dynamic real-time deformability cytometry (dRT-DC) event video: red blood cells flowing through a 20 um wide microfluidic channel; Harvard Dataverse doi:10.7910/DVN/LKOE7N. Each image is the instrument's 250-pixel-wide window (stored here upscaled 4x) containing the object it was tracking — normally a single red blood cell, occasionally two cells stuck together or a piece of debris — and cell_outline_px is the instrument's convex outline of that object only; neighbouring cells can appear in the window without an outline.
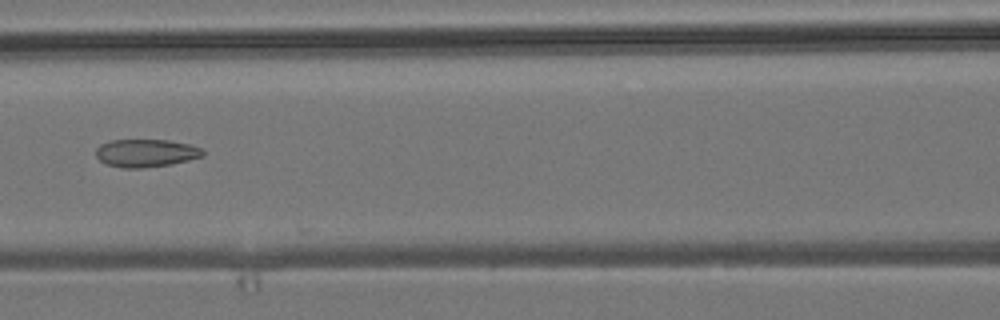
{"species": "common noctule bat (a hibernating species)", "species_latin": "Nyctalus noctula", "temperature_condition": "room temperature", "stored_images_in_passage": 4, "camera_frame_rate_fps": 3000, "um_per_image_px": 0.085, "animal": {"sex": "male", "body_mass_g": 19.2, "forearm_length_mm": 51.8}, "frame": {"image": 1, "passage_image": 4, "time_ms": 3.333, "image_size_px": [1000, 320], "cell_outline_px": [[204, 156], [188, 160], [168, 164], [140, 168], [120, 168], [104, 164], [96, 156], [96, 148], [100, 144], [112, 140], [168, 140], [188, 144], [200, 148], [204, 152]], "centroid_in_image_um": [12.36, 13.01], "position_along_channel_um": 154.2, "area_um2": 17.28}}